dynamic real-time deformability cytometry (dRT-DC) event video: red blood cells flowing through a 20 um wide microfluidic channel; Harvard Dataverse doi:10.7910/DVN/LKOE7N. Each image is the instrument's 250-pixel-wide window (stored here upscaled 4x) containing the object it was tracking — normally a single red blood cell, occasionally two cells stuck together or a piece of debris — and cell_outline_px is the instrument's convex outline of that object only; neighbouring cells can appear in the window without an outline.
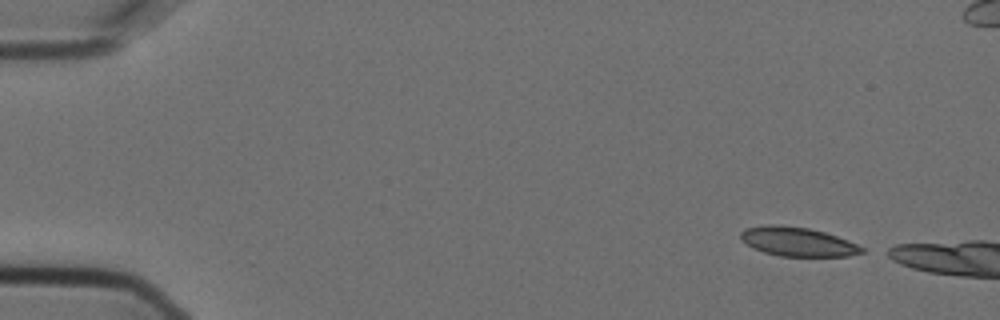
{"species": "Egyptian fruit bat (a non-hibernating species)", "species_latin": "Rousettus aegyptiacus", "temperature_condition": "cold", "stored_images_in_passage": 5, "camera_frame_rate_fps": 3000, "um_per_image_px": 0.085, "animal": {"sex": "female"}, "frame": {"image": 1, "passage_image": 1, "time_ms": 0.0, "image_size_px": [1000, 320], "cell_outline_px": [[864, 252], [848, 256], [780, 256], [764, 252], [752, 248], [740, 236], [740, 232], [744, 228], [764, 224], [780, 224], [808, 228], [824, 232], [848, 240], [864, 248]], "centroid_in_image_um": [67.77, 20.53], "position_along_channel_um": 17.2, "area_um2": 20.52}}